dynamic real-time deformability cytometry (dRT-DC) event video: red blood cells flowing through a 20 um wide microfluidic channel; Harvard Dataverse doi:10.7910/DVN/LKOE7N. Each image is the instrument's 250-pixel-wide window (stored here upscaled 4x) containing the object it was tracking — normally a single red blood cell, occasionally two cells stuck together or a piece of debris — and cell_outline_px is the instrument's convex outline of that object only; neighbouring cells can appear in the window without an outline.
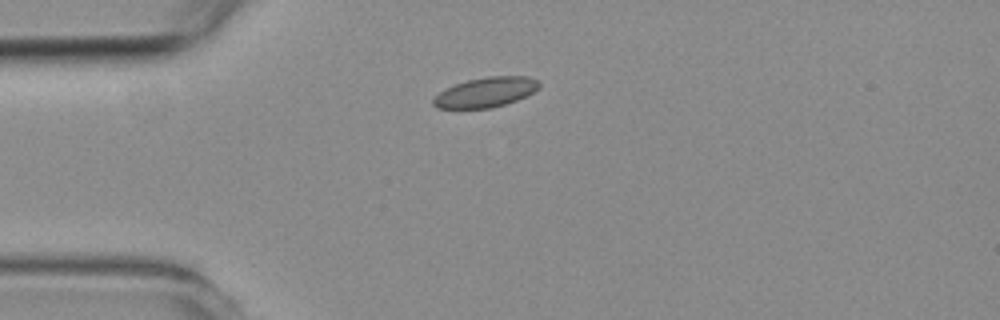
{"species": "common noctule bat (a hibernating species)", "species_latin": "Nyctalus noctula", "temperature_condition": "room temperature", "stored_images_in_passage": 2, "camera_frame_rate_fps": 3000, "um_per_image_px": 0.085, "animal": {"sex": "female", "body_mass_g": 19.3, "forearm_length_mm": 54.1}, "frame": {"image": 1, "passage_image": 2, "time_ms": 2.0, "image_size_px": [1000, 320], "cell_outline_px": [[540, 88], [516, 100], [492, 108], [436, 108], [432, 104], [432, 100], [444, 88], [468, 80], [488, 76], [528, 76], [540, 80]], "centroid_in_image_um": [41.29, 7.83], "position_along_channel_um": 43.7, "area_um2": 18.38}}